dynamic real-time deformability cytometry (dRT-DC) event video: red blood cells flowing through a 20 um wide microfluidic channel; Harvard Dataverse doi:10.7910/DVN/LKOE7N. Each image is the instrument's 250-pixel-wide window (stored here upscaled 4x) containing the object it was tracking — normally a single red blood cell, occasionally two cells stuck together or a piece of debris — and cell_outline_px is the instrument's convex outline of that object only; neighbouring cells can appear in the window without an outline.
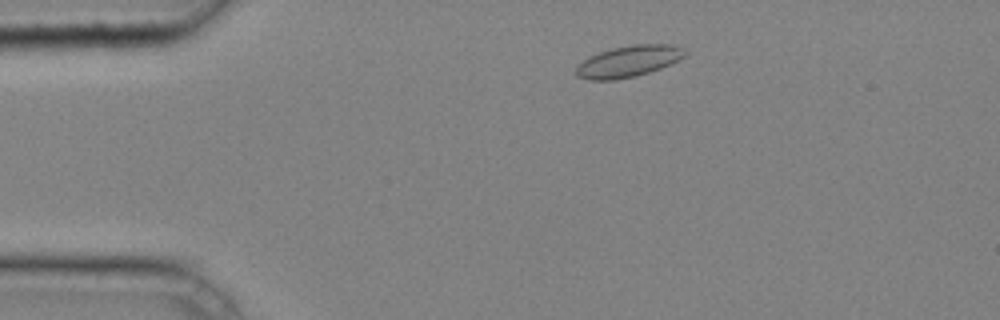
{"species": "common noctule bat (a hibernating species)", "species_latin": "Nyctalus noctula", "temperature_condition": "cold", "stored_images_in_passage": 35, "camera_frame_rate_fps": 3000, "um_per_image_px": 0.085, "animal": {"sex": "male", "body_mass_g": 20.4}, "frame": {"image": 1, "passage_image": 4, "time_ms": 1.0, "image_size_px": [1000, 320], "cell_outline_px": [[688, 52], [684, 56], [660, 68], [636, 76], [612, 80], [588, 80], [576, 76], [576, 68], [588, 56], [612, 48], [632, 44], [672, 44], [684, 48]], "centroid_in_image_um": [53.41, 5.2], "position_along_channel_um": 31.6, "area_um2": 19.77}}
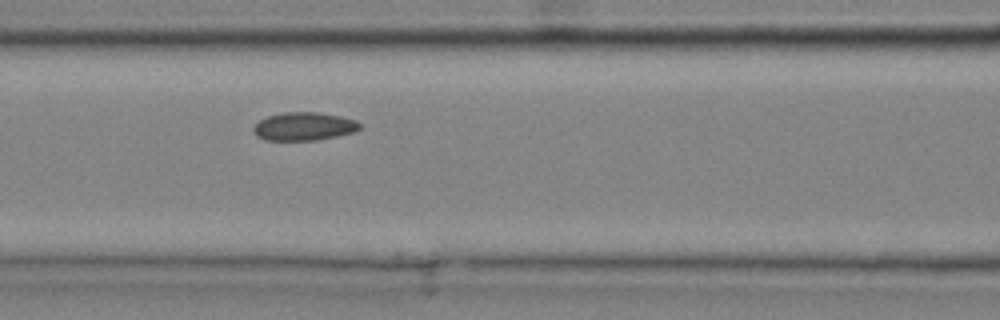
{"frame": {"image": 2, "passage_image": 15, "time_ms": 4.667, "image_size_px": [1000, 320], "cell_outline_px": [[360, 128], [352, 132], [336, 136], [316, 140], [264, 140], [256, 136], [252, 132], [252, 128], [260, 120], [268, 116], [284, 112], [316, 112], [340, 116], [356, 120], [360, 124]], "centroid_in_image_um": [25.79, 10.74], "position_along_channel_um": 140.8, "area_um2": 17.4}}
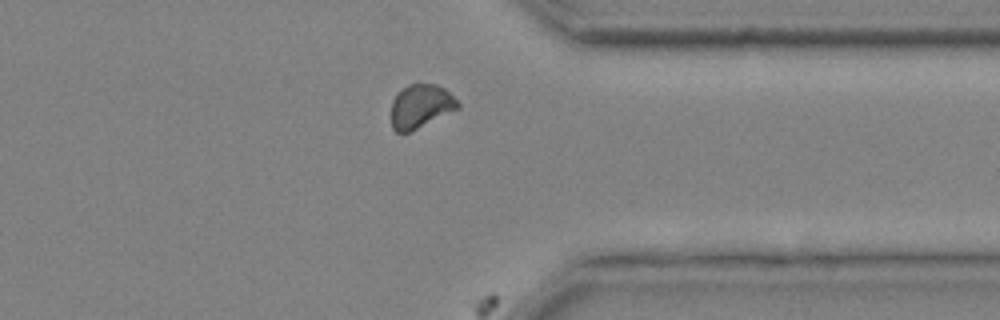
{"frame": {"image": 3, "passage_image": 32, "time_ms": 10.333, "image_size_px": [1000, 320], "cell_outline_px": [[460, 108], [408, 132], [396, 132], [392, 128], [392, 100], [396, 92], [400, 88], [408, 84], [436, 84], [444, 88], [460, 104]], "centroid_in_image_um": [35.73, 9.01], "position_along_channel_um": 375.7, "area_um2": 16.88}}